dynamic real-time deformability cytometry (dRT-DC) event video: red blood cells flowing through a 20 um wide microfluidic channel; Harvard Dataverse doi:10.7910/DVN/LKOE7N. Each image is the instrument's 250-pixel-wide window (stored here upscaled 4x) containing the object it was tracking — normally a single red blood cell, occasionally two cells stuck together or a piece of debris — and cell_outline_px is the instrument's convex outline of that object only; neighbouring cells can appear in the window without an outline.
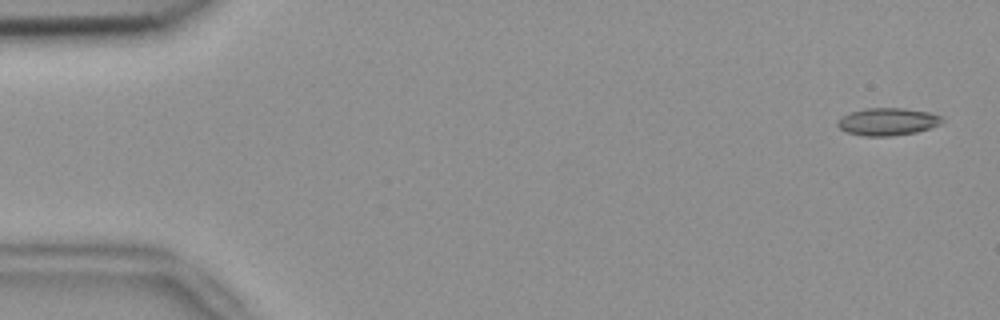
{"species": "common noctule bat (a hibernating species)", "species_latin": "Nyctalus noctula", "temperature_condition": "room temperature", "stored_images_in_passage": 52, "camera_frame_rate_fps": 3000, "um_per_image_px": 0.085, "animal": {"sex": "female", "body_mass_g": 18.4}, "frame": {"image": 1, "passage_image": 2, "time_ms": 0.333, "image_size_px": [1000, 320], "cell_outline_px": [[944, 120], [940, 124], [916, 132], [892, 136], [864, 136], [848, 132], [840, 128], [836, 124], [836, 120], [848, 112], [864, 108], [904, 108], [928, 112], [940, 116]], "centroid_in_image_um": [75.4, 10.33], "position_along_channel_um": 9.6, "area_um2": 16.76}}
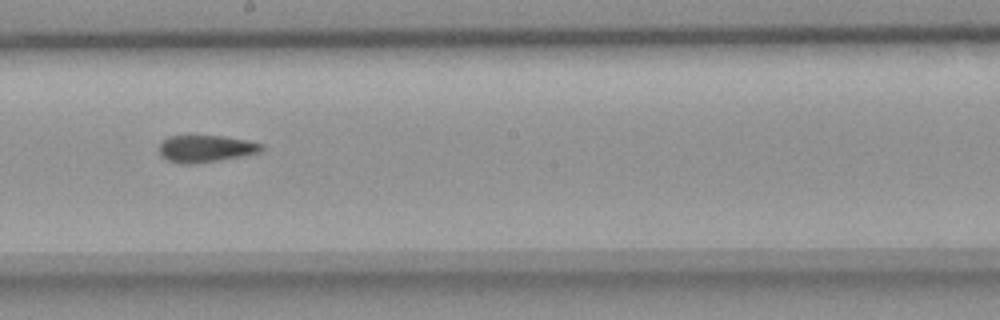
{"frame": {"image": 2, "passage_image": 30, "time_ms": 9.667, "image_size_px": [1000, 320], "cell_outline_px": [[264, 148], [260, 152], [216, 160], [192, 164], [180, 164], [168, 160], [160, 156], [160, 140], [168, 136], [224, 136], [264, 144]], "centroid_in_image_um": [17.44, 12.63], "position_along_channel_um": 230.8, "area_um2": 15.95}}
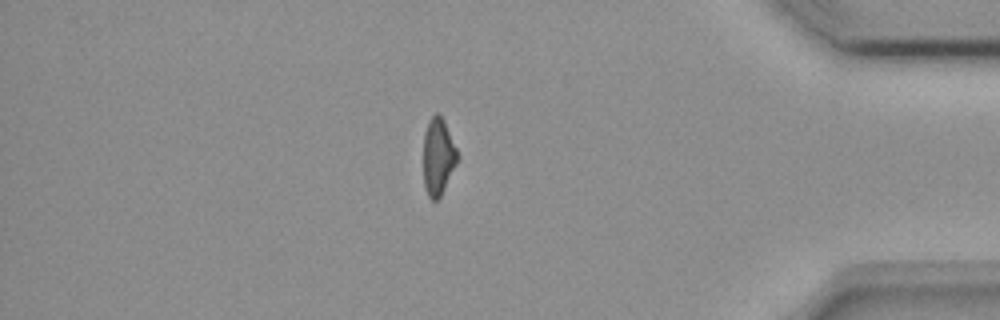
{"frame": {"image": 3, "passage_image": 46, "time_ms": 15.0, "image_size_px": [1000, 320], "cell_outline_px": [[460, 156], [440, 196], [436, 200], [432, 200], [428, 196], [424, 184], [424, 132], [428, 120], [436, 112], [440, 112], [444, 120]], "centroid_in_image_um": [37.25, 13.25], "position_along_channel_um": 398.0, "area_um2": 15.26}, "authors_computed_cell_mechanics": {"area_um2": 16.5597, "velocity_mm_per_s": 3.7796, "shape_relaxation_time_tau1_ms": null, "shape_relaxation_time_tau2_ms": 3.436, "deformation_change_tau1": null, "deformation_change_tau2": 0.0968}}